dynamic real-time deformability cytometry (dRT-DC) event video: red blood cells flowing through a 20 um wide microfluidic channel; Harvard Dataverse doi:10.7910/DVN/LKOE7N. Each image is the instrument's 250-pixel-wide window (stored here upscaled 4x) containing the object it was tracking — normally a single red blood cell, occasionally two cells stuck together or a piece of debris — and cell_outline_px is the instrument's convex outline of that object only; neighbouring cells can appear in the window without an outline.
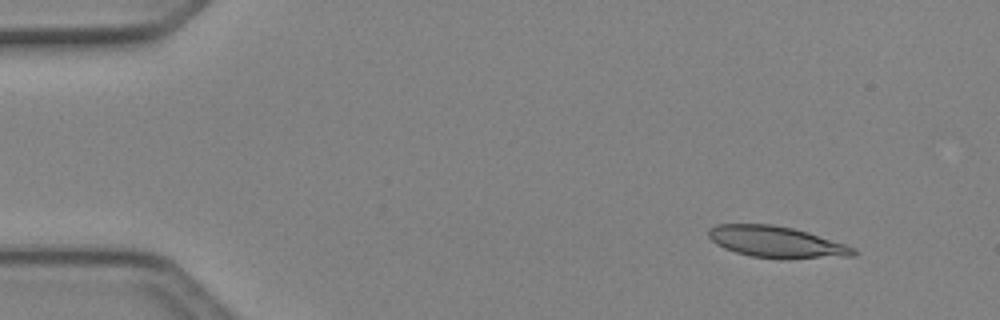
{"species": "Egyptian fruit bat (a non-hibernating species)", "species_latin": "Rousettus aegyptiacus", "temperature_condition": "cold", "stored_images_in_passage": 5, "camera_frame_rate_fps": 3000, "um_per_image_px": 0.085, "animal": {"sex": "female"}, "frame": {"image": 1, "passage_image": 1, "time_ms": 0.0, "image_size_px": [1000, 320], "cell_outline_px": [[856, 256], [784, 260], [780, 260], [752, 256], [736, 252], [724, 248], [716, 244], [708, 236], [708, 228], [716, 224], [772, 224], [792, 228], [808, 232], [844, 244], [852, 248], [856, 252]], "centroid_in_image_um": [65.98, 20.58], "position_along_channel_um": 19.0, "area_um2": 26.76}}
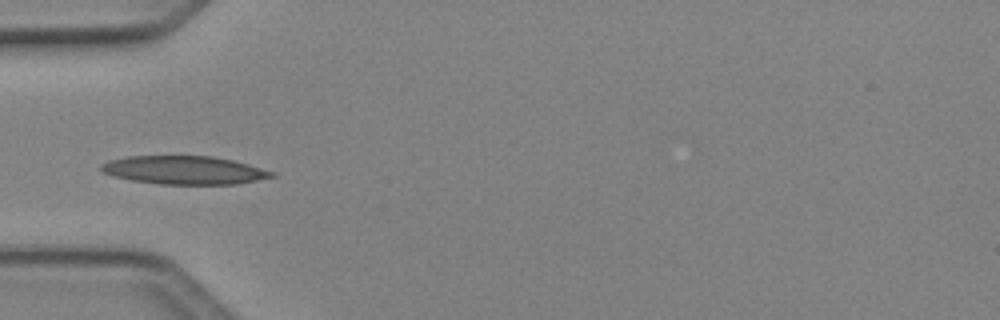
{"frame": {"image": 2, "passage_image": 4, "time_ms": 1.0, "image_size_px": [1000, 320], "cell_outline_px": [[276, 176], [236, 184], [160, 184], [132, 180], [112, 176], [104, 172], [100, 168], [100, 164], [108, 160], [128, 156], [212, 156], [232, 160], [248, 164], [276, 172]], "centroid_in_image_um": [15.65, 14.46], "position_along_channel_um": 69.3, "area_um2": 28.15}}
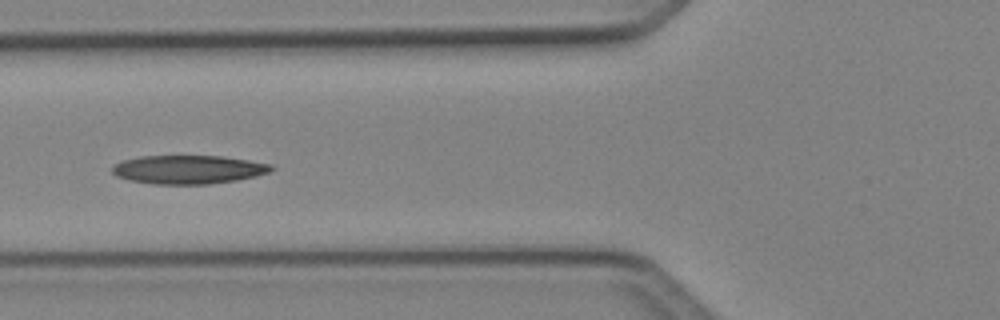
{"frame": {"image": 3, "passage_image": 5, "time_ms": 1.333, "image_size_px": [1000, 320], "cell_outline_px": [[276, 168], [268, 172], [256, 176], [236, 180], [208, 184], [152, 184], [128, 180], [116, 176], [112, 172], [112, 164], [124, 160], [140, 156], [220, 156], [248, 160], [272, 164]], "centroid_in_image_um": [15.99, 14.41], "position_along_channel_um": 109.8, "area_um2": 26.59}}